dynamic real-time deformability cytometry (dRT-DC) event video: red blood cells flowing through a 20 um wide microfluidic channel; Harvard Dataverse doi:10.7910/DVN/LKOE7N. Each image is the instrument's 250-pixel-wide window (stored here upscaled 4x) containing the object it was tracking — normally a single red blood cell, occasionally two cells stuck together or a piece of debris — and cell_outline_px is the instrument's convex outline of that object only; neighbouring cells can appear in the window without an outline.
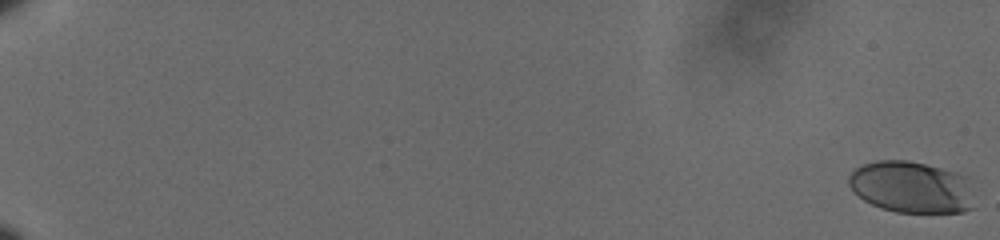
{"species": "human", "species_latin": "Homo sapiens", "temperature_condition": "cold", "stored_images_in_passage": 62, "camera_frame_rate_fps": 3000, "um_per_image_px": 0.085, "donor": {"sex": "male"}, "frame": {"image": 1, "passage_image": 1, "time_ms": 0.0, "image_size_px": [1000, 240], "cell_outline_px": [[976, 208], [964, 212], [896, 212], [880, 208], [864, 200], [848, 184], [848, 176], [856, 168], [864, 164], [876, 160], [908, 160], [956, 172], [968, 176]], "centroid_in_image_um": [77.52, 15.91], "position_along_channel_um": 7.5, "area_um2": 38.09}}
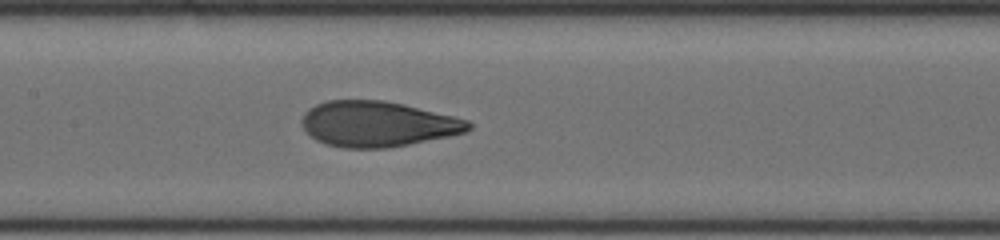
{"frame": {"image": 2, "passage_image": 35, "time_ms": 11.333, "image_size_px": [1000, 240], "cell_outline_px": [[472, 128], [464, 132], [448, 136], [388, 148], [344, 148], [328, 144], [316, 140], [304, 128], [300, 120], [304, 112], [308, 108], [316, 104], [328, 100], [384, 100], [404, 104], [468, 120], [472, 124]], "centroid_in_image_um": [32.07, 10.53], "position_along_channel_um": 175.3, "area_um2": 43.99}}
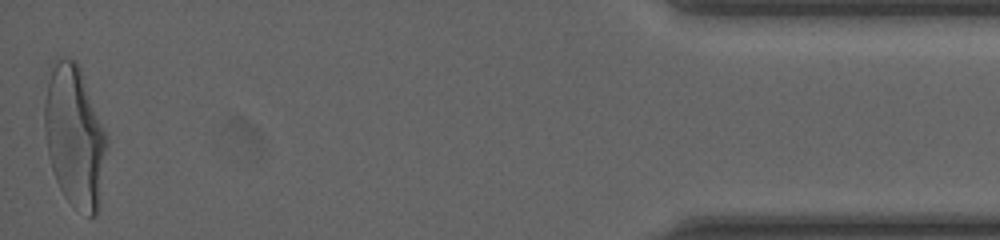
{"frame": {"image": 3, "passage_image": 62, "time_ms": 20.333, "image_size_px": [1000, 240], "cell_outline_px": [[108, 140], [96, 216], [88, 216], [72, 204], [64, 196], [56, 180], [52, 168], [48, 152], [44, 128], [44, 100], [48, 80], [52, 68], [56, 60], [76, 60], [80, 68], [108, 136]], "centroid_in_image_um": [6.34, 11.59], "position_along_channel_um": 428.9, "area_um2": 50.58}, "authors_computed_cell_mechanics": {"area_um2": 43.9569, "velocity_mm_per_s": 3.5937, "shape_relaxation_time_tau1_ms": 4.0617, "shape_relaxation_time_tau2_ms": 0.7823, "deformation_change_tau1": 0.1893, "deformation_change_tau2": 0.061}}